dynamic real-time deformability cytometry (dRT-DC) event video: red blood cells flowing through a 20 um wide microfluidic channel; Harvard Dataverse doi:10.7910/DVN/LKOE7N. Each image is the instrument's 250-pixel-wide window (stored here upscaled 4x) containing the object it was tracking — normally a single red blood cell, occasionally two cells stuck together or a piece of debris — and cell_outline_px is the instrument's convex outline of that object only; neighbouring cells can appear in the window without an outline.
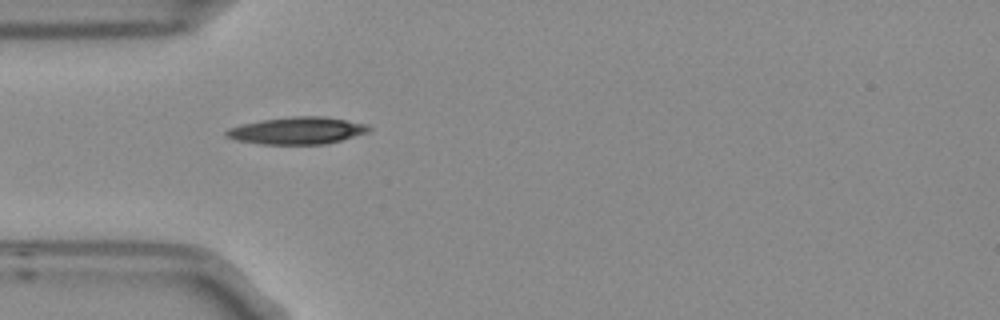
{"species": "Egyptian fruit bat (a non-hibernating species)", "species_latin": "Rousettus aegyptiacus", "temperature_condition": "room temperature", "stored_images_in_passage": 4, "camera_frame_rate_fps": 3000, "um_per_image_px": 0.085, "frame": {"image": 1, "passage_image": 3, "time_ms": 0.667, "image_size_px": [1000, 320], "cell_outline_px": [[372, 128], [368, 132], [340, 140], [324, 144], [260, 144], [236, 140], [224, 136], [224, 132], [228, 128], [240, 124], [260, 120], [292, 116], [324, 116], [368, 124]], "centroid_in_image_um": [25.22, 11.09], "position_along_channel_um": 59.8, "area_um2": 22.66}}